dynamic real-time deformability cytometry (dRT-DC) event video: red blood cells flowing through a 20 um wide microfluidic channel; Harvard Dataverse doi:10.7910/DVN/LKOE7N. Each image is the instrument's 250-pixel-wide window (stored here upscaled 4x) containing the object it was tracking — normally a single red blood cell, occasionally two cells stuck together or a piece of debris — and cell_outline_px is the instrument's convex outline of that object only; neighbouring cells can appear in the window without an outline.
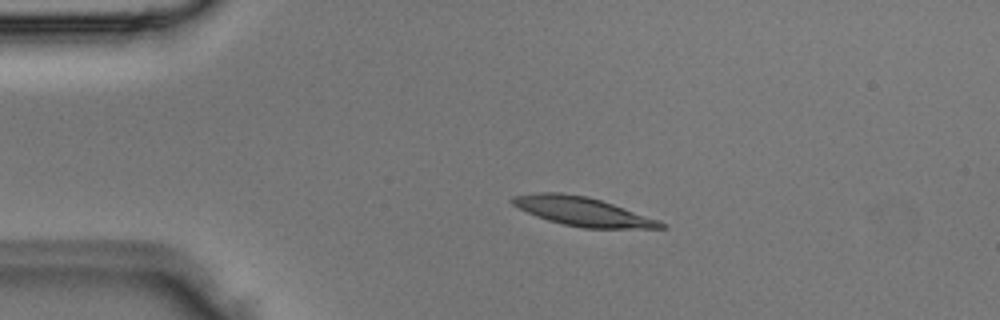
{"species": "Egyptian fruit bat (a non-hibernating species)", "species_latin": "Rousettus aegyptiacus", "temperature_condition": "room temperature", "stored_images_in_passage": 3, "camera_frame_rate_fps": 3000, "um_per_image_px": 0.085, "animal": {"sex": "male"}, "frame": {"image": 1, "passage_image": 1, "time_ms": 0.0, "image_size_px": [1000, 320], "cell_outline_px": [[668, 228], [584, 228], [564, 224], [548, 220], [536, 216], [512, 204], [508, 200], [512, 196], [536, 192], [560, 192], [588, 196], [660, 220], [668, 224]], "centroid_in_image_um": [49.52, 17.97], "position_along_channel_um": 35.5, "area_um2": 24.91}}